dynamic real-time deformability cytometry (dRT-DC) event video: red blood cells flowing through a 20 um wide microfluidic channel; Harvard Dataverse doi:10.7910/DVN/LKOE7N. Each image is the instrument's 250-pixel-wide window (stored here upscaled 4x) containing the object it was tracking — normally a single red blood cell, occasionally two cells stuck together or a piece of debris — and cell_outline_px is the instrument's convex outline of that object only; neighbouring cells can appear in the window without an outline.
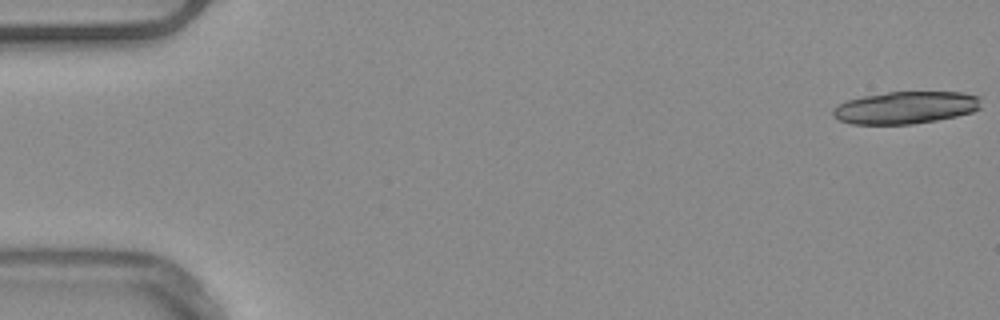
{"species": "common noctule bat (a hibernating species)", "species_latin": "Nyctalus noctula", "temperature_condition": "warm", "stored_images_in_passage": 19, "camera_frame_rate_fps": 3000, "um_per_image_px": 0.085, "animal": {"sex": "male", "body_mass_g": 20.4}, "frame": {"image": 1, "passage_image": 1, "time_ms": 0.0, "image_size_px": [1000, 320], "cell_outline_px": [[980, 108], [972, 112], [956, 116], [936, 120], [912, 124], [852, 124], [840, 120], [832, 116], [832, 108], [836, 104], [848, 100], [864, 96], [888, 92], [964, 92], [980, 96]], "centroid_in_image_um": [76.96, 9.14], "position_along_channel_um": 8.0, "area_um2": 27.98}}